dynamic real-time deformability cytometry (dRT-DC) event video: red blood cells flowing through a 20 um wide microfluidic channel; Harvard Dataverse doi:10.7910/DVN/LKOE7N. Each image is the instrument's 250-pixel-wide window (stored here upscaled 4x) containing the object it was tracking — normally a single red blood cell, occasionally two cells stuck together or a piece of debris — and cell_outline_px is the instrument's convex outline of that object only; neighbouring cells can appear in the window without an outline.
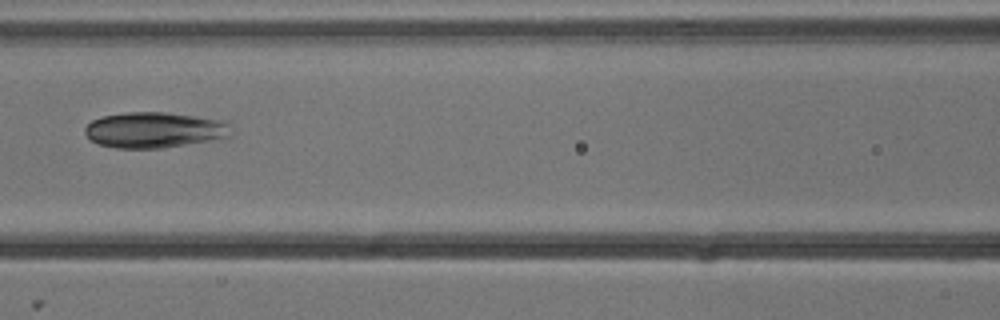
{"species": "common noctule bat (a hibernating species)", "species_latin": "Nyctalus noctula", "temperature_condition": "cold", "stored_images_in_passage": 3, "camera_frame_rate_fps": 3000, "um_per_image_px": 0.085, "animal": {"sex": "male", "body_mass_g": 13.3}, "frame": {"image": 1, "passage_image": 3, "time_ms": 0.667, "image_size_px": [1000, 320], "cell_outline_px": [[232, 136], [160, 148], [116, 148], [100, 144], [92, 140], [84, 132], [84, 128], [92, 120], [104, 116], [124, 112], [168, 112], [224, 120], [228, 124]], "centroid_in_image_um": [13.11, 11.03], "position_along_channel_um": 153.5, "area_um2": 30.17}}